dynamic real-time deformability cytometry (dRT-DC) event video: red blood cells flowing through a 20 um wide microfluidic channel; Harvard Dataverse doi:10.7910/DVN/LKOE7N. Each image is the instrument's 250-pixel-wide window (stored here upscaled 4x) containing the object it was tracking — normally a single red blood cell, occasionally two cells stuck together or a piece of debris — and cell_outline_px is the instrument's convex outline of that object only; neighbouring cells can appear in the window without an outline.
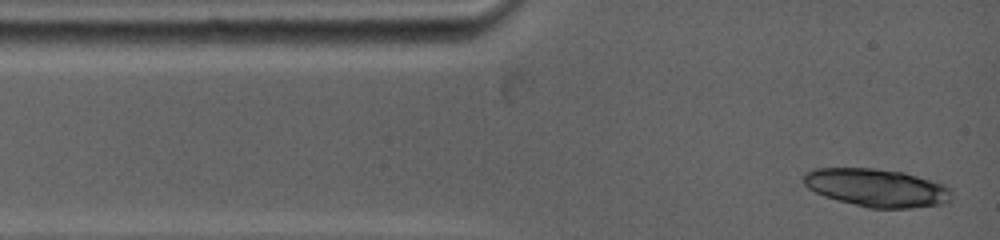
{"species": "common noctule bat (a hibernating species)", "species_latin": "Nyctalus noctula", "temperature_condition": "warm", "stored_images_in_passage": 4, "camera_frame_rate_fps": 5000, "um_per_image_px": 0.085, "animal": {"sex": "female", "body_mass_g": 19.0, "forearm_length_mm": 53.3}, "frame": {"image": 1, "passage_image": 1, "time_ms": 0.0, "image_size_px": [1000, 240], "cell_outline_px": [[952, 196], [948, 204], [912, 208], [868, 208], [824, 196], [808, 188], [804, 184], [804, 172], [816, 168], [876, 168], [904, 172], [944, 184], [952, 192]], "centroid_in_image_um": [74.55, 15.96], "position_along_channel_um": 10.4, "area_um2": 33.0}}